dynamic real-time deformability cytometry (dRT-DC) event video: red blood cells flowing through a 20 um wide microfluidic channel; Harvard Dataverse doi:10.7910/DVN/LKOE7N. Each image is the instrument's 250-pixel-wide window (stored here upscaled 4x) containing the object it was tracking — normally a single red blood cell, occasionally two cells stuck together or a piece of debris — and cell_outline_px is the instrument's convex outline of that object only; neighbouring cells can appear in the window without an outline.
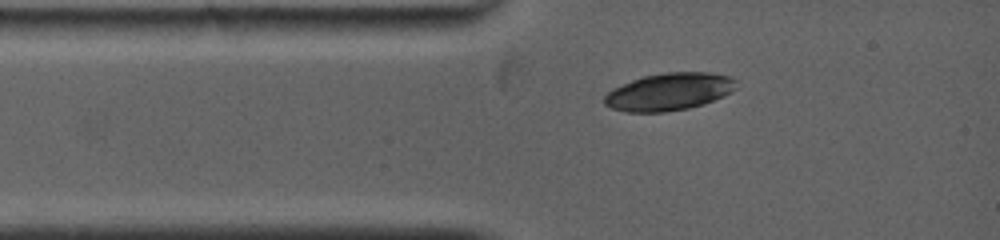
{"species": "common noctule bat (a hibernating species)", "species_latin": "Nyctalus noctula", "temperature_condition": "warm", "stored_images_in_passage": 5, "camera_frame_rate_fps": 5000, "um_per_image_px": 0.085, "animal": {"sex": "female", "body_mass_g": 19.0, "forearm_length_mm": 53.3}, "frame": {"image": 1, "passage_image": 1, "time_ms": 0.0, "image_size_px": [1000, 240], "cell_outline_px": [[736, 88], [732, 92], [724, 96], [704, 104], [688, 108], [664, 112], [624, 112], [612, 108], [604, 104], [604, 96], [612, 88], [632, 80], [644, 76], [664, 72], [708, 72], [732, 76], [736, 80]], "centroid_in_image_um": [56.89, 7.79], "position_along_channel_um": 28.1, "area_um2": 28.96}}